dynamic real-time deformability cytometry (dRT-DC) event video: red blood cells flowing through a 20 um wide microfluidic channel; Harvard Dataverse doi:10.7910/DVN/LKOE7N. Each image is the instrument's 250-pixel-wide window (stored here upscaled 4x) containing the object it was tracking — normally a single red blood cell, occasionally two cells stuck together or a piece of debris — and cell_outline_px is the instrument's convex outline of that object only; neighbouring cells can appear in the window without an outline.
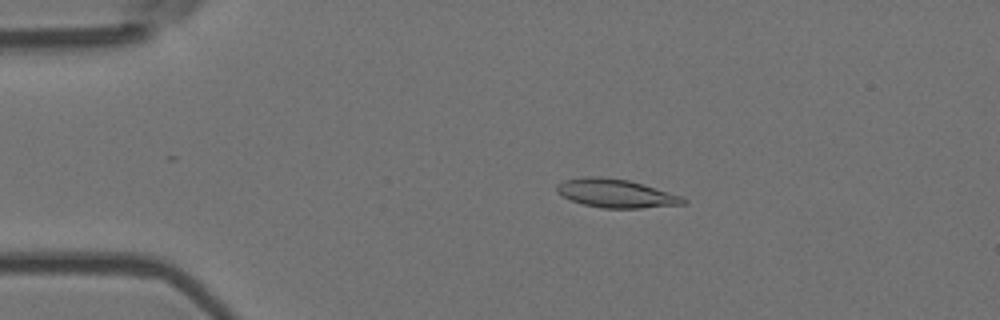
{"species": "Egyptian fruit bat (a non-hibernating species)", "species_latin": "Rousettus aegyptiacus", "temperature_condition": "room temperature", "stored_images_in_passage": 5, "camera_frame_rate_fps": 3000, "um_per_image_px": 0.085, "animal": {"sex": "female"}, "frame": {"image": 1, "passage_image": 4, "time_ms": 1.0, "image_size_px": [1000, 320], "cell_outline_px": [[688, 200], [684, 204], [640, 208], [600, 208], [584, 204], [572, 200], [556, 192], [556, 184], [564, 180], [588, 176], [600, 176], [628, 180], [644, 184], [680, 196]], "centroid_in_image_um": [52.33, 16.43], "position_along_channel_um": 32.7, "area_um2": 20.87}}